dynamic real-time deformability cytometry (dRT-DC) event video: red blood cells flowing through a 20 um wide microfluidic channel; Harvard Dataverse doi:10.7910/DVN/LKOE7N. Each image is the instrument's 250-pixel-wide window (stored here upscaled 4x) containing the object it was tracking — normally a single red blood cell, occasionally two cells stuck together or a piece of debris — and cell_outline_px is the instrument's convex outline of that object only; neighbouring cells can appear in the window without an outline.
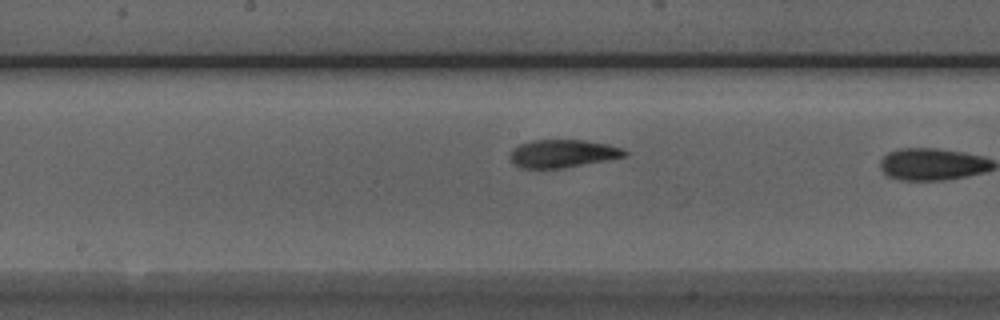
{"species": "Egyptian fruit bat (a non-hibernating species)", "species_latin": "Rousettus aegyptiacus", "temperature_condition": "room temperature", "stored_images_in_passage": 16, "camera_frame_rate_fps": 3000, "um_per_image_px": 0.085, "animal": {"sex": "male"}, "frame": {"image": 1, "passage_image": 12, "time_ms": 3.667, "image_size_px": [1000, 320], "cell_outline_px": [[628, 156], [608, 160], [564, 168], [520, 168], [512, 164], [508, 156], [512, 148], [520, 144], [532, 140], [584, 140], [608, 144], [624, 148], [628, 152]], "centroid_in_image_um": [47.83, 13.06], "position_along_channel_um": 200.4, "area_um2": 19.02}}